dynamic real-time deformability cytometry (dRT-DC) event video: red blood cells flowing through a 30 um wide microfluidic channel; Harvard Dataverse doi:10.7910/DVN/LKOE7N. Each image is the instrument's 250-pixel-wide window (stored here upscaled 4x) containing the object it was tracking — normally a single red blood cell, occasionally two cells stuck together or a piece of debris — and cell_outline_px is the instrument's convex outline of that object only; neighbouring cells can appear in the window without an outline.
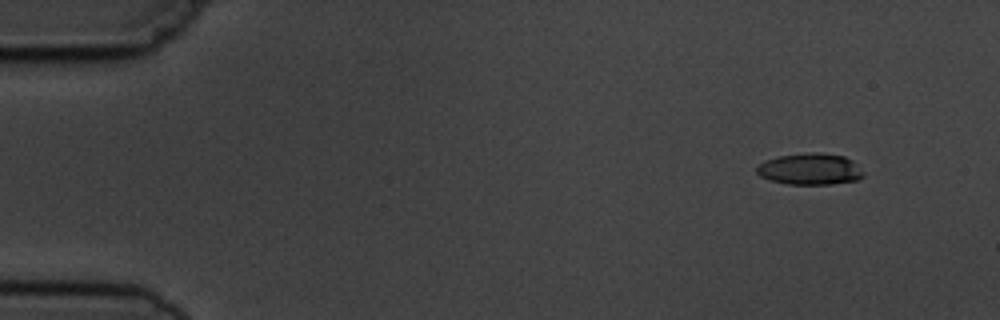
{"species": "common noctule bat (a hibernating species)", "species_latin": "Nyctalus noctula", "temperature_condition": "cold", "stored_images_in_passage": 4, "camera_frame_rate_fps": 3000, "um_per_image_px": 0.085, "animal": {"sex": "male", "body_mass_g": 19.5, "forearm_length_mm": 54.6}, "frame": {"image": 1, "passage_image": 1, "time_ms": 0.0, "image_size_px": [1000, 320], "cell_outline_px": [[864, 176], [856, 180], [832, 184], [788, 184], [772, 180], [760, 176], [756, 172], [756, 168], [764, 160], [780, 156], [812, 152], [816, 152], [844, 156], [852, 160], [864, 172]], "centroid_in_image_um": [68.87, 14.37], "position_along_channel_um": 16.1, "area_um2": 19.42}}
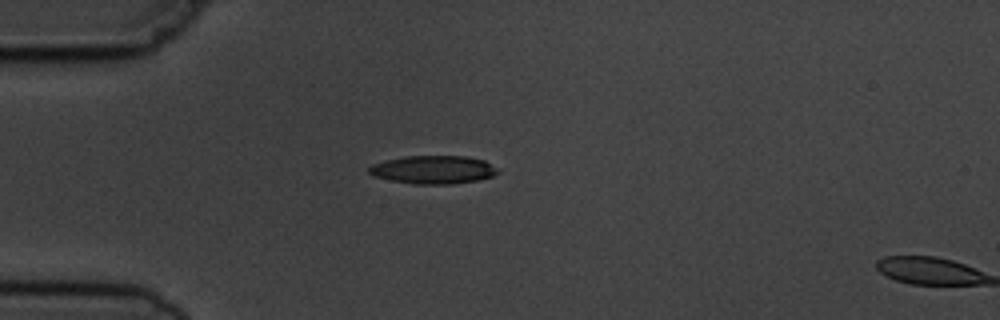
{"frame": {"image": 2, "passage_image": 3, "time_ms": 3.333, "image_size_px": [1000, 320], "cell_outline_px": [[500, 172], [492, 176], [476, 180], [452, 184], [416, 184], [392, 180], [372, 176], [368, 172], [368, 168], [372, 164], [384, 160], [408, 156], [464, 156], [484, 160], [500, 168]], "centroid_in_image_um": [36.84, 14.42], "position_along_channel_um": 48.2, "area_um2": 21.21}}